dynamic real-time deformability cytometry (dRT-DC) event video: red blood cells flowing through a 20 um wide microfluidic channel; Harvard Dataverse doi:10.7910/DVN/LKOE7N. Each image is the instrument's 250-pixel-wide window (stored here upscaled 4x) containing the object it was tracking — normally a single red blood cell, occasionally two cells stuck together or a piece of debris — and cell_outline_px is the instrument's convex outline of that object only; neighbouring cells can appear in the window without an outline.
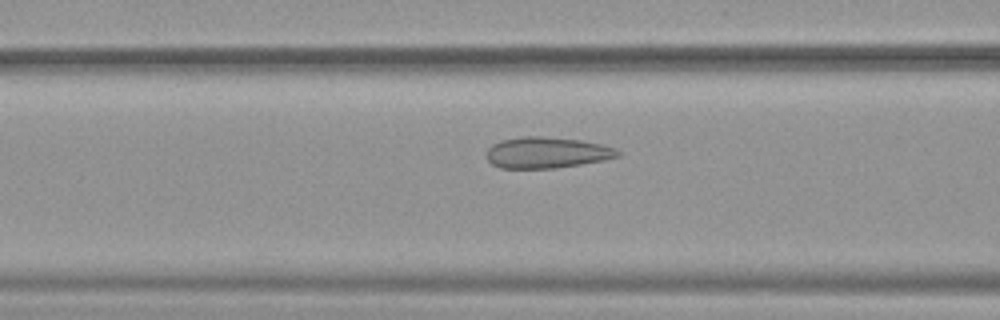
{"species": "common noctule bat (a hibernating species)", "species_latin": "Nyctalus noctula", "temperature_condition": "warm", "stored_images_in_passage": 52, "camera_frame_rate_fps": 3000, "um_per_image_px": 0.085, "animal": {"sex": "female", "body_mass_g": 19.9}, "frame": {"image": 1, "passage_image": 21, "time_ms": 6.667, "image_size_px": [1000, 320], "cell_outline_px": [[620, 156], [604, 160], [556, 168], [500, 168], [492, 164], [488, 160], [488, 148], [492, 144], [500, 140], [524, 136], [540, 136], [580, 140], [600, 144], [616, 148], [620, 152]], "centroid_in_image_um": [46.48, 12.97], "position_along_channel_um": 120.1, "area_um2": 23.7}}
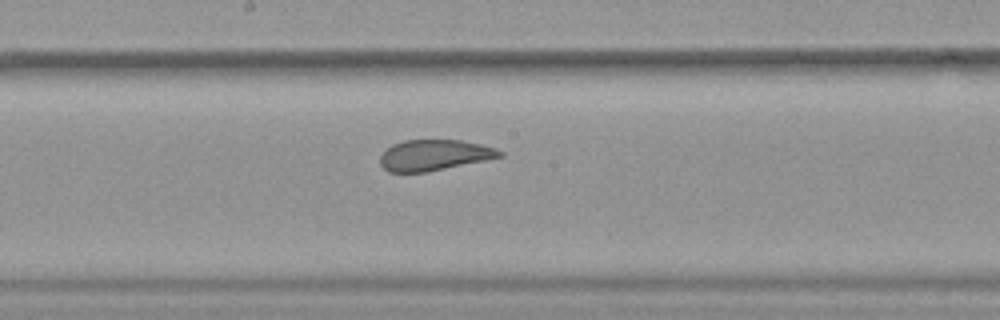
{"frame": {"image": 2, "passage_image": 28, "time_ms": 9.0, "image_size_px": [1000, 320], "cell_outline_px": [[504, 156], [428, 172], [388, 172], [380, 164], [380, 156], [392, 144], [404, 140], [460, 140], [480, 144], [496, 148], [504, 152]], "centroid_in_image_um": [36.92, 13.19], "position_along_channel_um": 211.3, "area_um2": 21.44}}
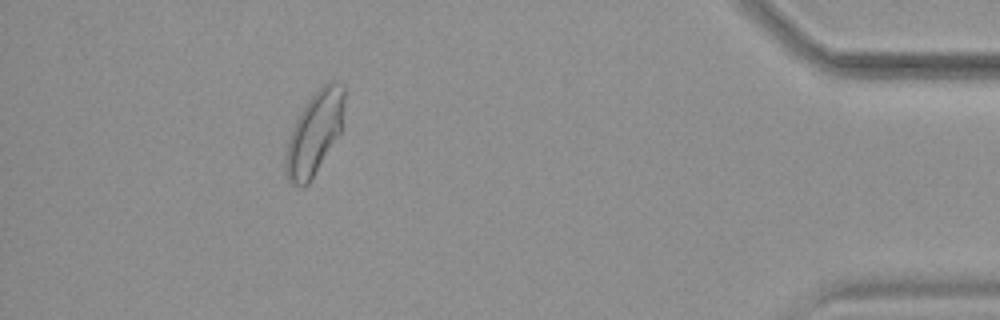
{"frame": {"image": 3, "passage_image": 47, "time_ms": 15.333, "image_size_px": [1000, 320], "cell_outline_px": [[344, 128], [308, 184], [300, 188], [292, 184], [288, 180], [284, 172], [284, 156], [288, 140], [292, 128], [300, 112], [308, 100], [328, 80], [332, 80], [344, 84]], "centroid_in_image_um": [26.75, 11.32], "position_along_channel_um": 408.5, "area_um2": 28.78}, "authors_computed_cell_mechanics": {"area_um2": 26.3857, "velocity_mm_per_s": 3.9189, "shape_relaxation_time_tau1_ms": null, "shape_relaxation_time_tau2_ms": 0.8372, "deformation_change_tau1": null, "deformation_change_tau2": 0.0384}}